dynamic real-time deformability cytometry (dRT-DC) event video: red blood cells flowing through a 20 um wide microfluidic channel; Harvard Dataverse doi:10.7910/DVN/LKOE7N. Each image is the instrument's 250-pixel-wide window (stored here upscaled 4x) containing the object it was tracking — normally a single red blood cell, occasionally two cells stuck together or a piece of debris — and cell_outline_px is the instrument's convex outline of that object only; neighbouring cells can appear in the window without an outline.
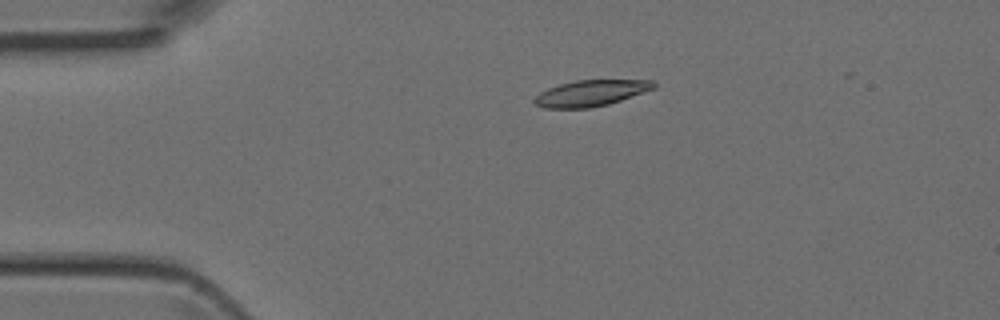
{"species": "Egyptian fruit bat (a non-hibernating species)", "species_latin": "Rousettus aegyptiacus", "temperature_condition": "room temperature", "stored_images_in_passage": 2, "camera_frame_rate_fps": 3000, "um_per_image_px": 0.085, "animal": {"sex": "female"}, "frame": {"image": 1, "passage_image": 2, "time_ms": 0.333, "image_size_px": [1000, 320], "cell_outline_px": [[656, 88], [608, 104], [588, 108], [544, 108], [536, 104], [532, 100], [540, 92], [548, 88], [560, 84], [576, 80], [652, 80], [656, 84]], "centroid_in_image_um": [50.22, 7.91], "position_along_channel_um": 34.8, "area_um2": 18.03}}